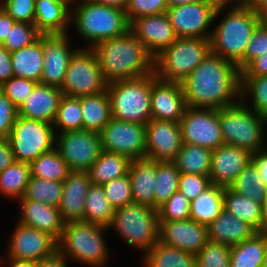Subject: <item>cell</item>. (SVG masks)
Masks as SVG:
<instances>
[{
	"mask_svg": "<svg viewBox=\"0 0 267 267\" xmlns=\"http://www.w3.org/2000/svg\"><path fill=\"white\" fill-rule=\"evenodd\" d=\"M224 209L234 217L251 225L260 232L262 205L254 200L238 194L229 187L224 188Z\"/></svg>",
	"mask_w": 267,
	"mask_h": 267,
	"instance_id": "e575fe53",
	"label": "cell"
},
{
	"mask_svg": "<svg viewBox=\"0 0 267 267\" xmlns=\"http://www.w3.org/2000/svg\"><path fill=\"white\" fill-rule=\"evenodd\" d=\"M179 175L180 171L172 161L156 162L154 209L178 191Z\"/></svg>",
	"mask_w": 267,
	"mask_h": 267,
	"instance_id": "ab89813d",
	"label": "cell"
},
{
	"mask_svg": "<svg viewBox=\"0 0 267 267\" xmlns=\"http://www.w3.org/2000/svg\"><path fill=\"white\" fill-rule=\"evenodd\" d=\"M131 160L115 152L101 151L88 173L92 184L104 185L107 182L128 174Z\"/></svg>",
	"mask_w": 267,
	"mask_h": 267,
	"instance_id": "d6a6232c",
	"label": "cell"
},
{
	"mask_svg": "<svg viewBox=\"0 0 267 267\" xmlns=\"http://www.w3.org/2000/svg\"><path fill=\"white\" fill-rule=\"evenodd\" d=\"M260 232L267 234V195L262 204V219L260 224Z\"/></svg>",
	"mask_w": 267,
	"mask_h": 267,
	"instance_id": "003e7915",
	"label": "cell"
},
{
	"mask_svg": "<svg viewBox=\"0 0 267 267\" xmlns=\"http://www.w3.org/2000/svg\"><path fill=\"white\" fill-rule=\"evenodd\" d=\"M2 8V0H0V9Z\"/></svg>",
	"mask_w": 267,
	"mask_h": 267,
	"instance_id": "34e18365",
	"label": "cell"
},
{
	"mask_svg": "<svg viewBox=\"0 0 267 267\" xmlns=\"http://www.w3.org/2000/svg\"><path fill=\"white\" fill-rule=\"evenodd\" d=\"M30 165L15 161L0 173V193L8 198L21 199L30 180Z\"/></svg>",
	"mask_w": 267,
	"mask_h": 267,
	"instance_id": "74e56055",
	"label": "cell"
},
{
	"mask_svg": "<svg viewBox=\"0 0 267 267\" xmlns=\"http://www.w3.org/2000/svg\"><path fill=\"white\" fill-rule=\"evenodd\" d=\"M133 203L154 208L156 161L145 159L132 160L128 171Z\"/></svg>",
	"mask_w": 267,
	"mask_h": 267,
	"instance_id": "83f0119b",
	"label": "cell"
},
{
	"mask_svg": "<svg viewBox=\"0 0 267 267\" xmlns=\"http://www.w3.org/2000/svg\"><path fill=\"white\" fill-rule=\"evenodd\" d=\"M16 21L9 16L3 8L0 9V44H3L6 37L12 30Z\"/></svg>",
	"mask_w": 267,
	"mask_h": 267,
	"instance_id": "6125c7cd",
	"label": "cell"
},
{
	"mask_svg": "<svg viewBox=\"0 0 267 267\" xmlns=\"http://www.w3.org/2000/svg\"><path fill=\"white\" fill-rule=\"evenodd\" d=\"M195 256L197 267H230L231 246L208 241Z\"/></svg>",
	"mask_w": 267,
	"mask_h": 267,
	"instance_id": "f6af8a7d",
	"label": "cell"
},
{
	"mask_svg": "<svg viewBox=\"0 0 267 267\" xmlns=\"http://www.w3.org/2000/svg\"><path fill=\"white\" fill-rule=\"evenodd\" d=\"M251 97V110L259 114L267 111V75L260 77H241V100ZM253 99V100H252Z\"/></svg>",
	"mask_w": 267,
	"mask_h": 267,
	"instance_id": "ee69618b",
	"label": "cell"
},
{
	"mask_svg": "<svg viewBox=\"0 0 267 267\" xmlns=\"http://www.w3.org/2000/svg\"><path fill=\"white\" fill-rule=\"evenodd\" d=\"M206 1L212 2L217 7L218 6H227V4L231 5L232 3H233V5L240 3L238 0H206Z\"/></svg>",
	"mask_w": 267,
	"mask_h": 267,
	"instance_id": "2644e50d",
	"label": "cell"
},
{
	"mask_svg": "<svg viewBox=\"0 0 267 267\" xmlns=\"http://www.w3.org/2000/svg\"><path fill=\"white\" fill-rule=\"evenodd\" d=\"M146 158L156 162L173 161L182 145L179 122L150 119L146 124Z\"/></svg>",
	"mask_w": 267,
	"mask_h": 267,
	"instance_id": "2e32d148",
	"label": "cell"
},
{
	"mask_svg": "<svg viewBox=\"0 0 267 267\" xmlns=\"http://www.w3.org/2000/svg\"><path fill=\"white\" fill-rule=\"evenodd\" d=\"M168 8L167 0H130L125 11L130 23L141 16L164 13Z\"/></svg>",
	"mask_w": 267,
	"mask_h": 267,
	"instance_id": "f907efd6",
	"label": "cell"
},
{
	"mask_svg": "<svg viewBox=\"0 0 267 267\" xmlns=\"http://www.w3.org/2000/svg\"><path fill=\"white\" fill-rule=\"evenodd\" d=\"M98 58L92 48H78L71 56L64 82L60 87L64 96L82 97L107 91Z\"/></svg>",
	"mask_w": 267,
	"mask_h": 267,
	"instance_id": "8fae6325",
	"label": "cell"
},
{
	"mask_svg": "<svg viewBox=\"0 0 267 267\" xmlns=\"http://www.w3.org/2000/svg\"><path fill=\"white\" fill-rule=\"evenodd\" d=\"M19 202L21 217L18 222L48 233L58 242L65 226L58 207L30 199H19Z\"/></svg>",
	"mask_w": 267,
	"mask_h": 267,
	"instance_id": "d4e9b609",
	"label": "cell"
},
{
	"mask_svg": "<svg viewBox=\"0 0 267 267\" xmlns=\"http://www.w3.org/2000/svg\"><path fill=\"white\" fill-rule=\"evenodd\" d=\"M68 34H42L44 66L41 83L60 88L64 82L71 56ZM68 38V39H67ZM72 49V50H71Z\"/></svg>",
	"mask_w": 267,
	"mask_h": 267,
	"instance_id": "ac0fdd59",
	"label": "cell"
},
{
	"mask_svg": "<svg viewBox=\"0 0 267 267\" xmlns=\"http://www.w3.org/2000/svg\"><path fill=\"white\" fill-rule=\"evenodd\" d=\"M91 184L87 171H70L63 181V193L58 209L65 224L84 221L85 199Z\"/></svg>",
	"mask_w": 267,
	"mask_h": 267,
	"instance_id": "603a6c76",
	"label": "cell"
},
{
	"mask_svg": "<svg viewBox=\"0 0 267 267\" xmlns=\"http://www.w3.org/2000/svg\"><path fill=\"white\" fill-rule=\"evenodd\" d=\"M199 1L201 0H167V3L169 7H175V6L190 4V3L199 2Z\"/></svg>",
	"mask_w": 267,
	"mask_h": 267,
	"instance_id": "a7ac6f4b",
	"label": "cell"
},
{
	"mask_svg": "<svg viewBox=\"0 0 267 267\" xmlns=\"http://www.w3.org/2000/svg\"><path fill=\"white\" fill-rule=\"evenodd\" d=\"M211 185L209 176L180 173L178 190L184 194L189 201L194 200L208 186Z\"/></svg>",
	"mask_w": 267,
	"mask_h": 267,
	"instance_id": "f5cc1de1",
	"label": "cell"
},
{
	"mask_svg": "<svg viewBox=\"0 0 267 267\" xmlns=\"http://www.w3.org/2000/svg\"><path fill=\"white\" fill-rule=\"evenodd\" d=\"M185 109L181 84L161 80L151 73V119L180 122Z\"/></svg>",
	"mask_w": 267,
	"mask_h": 267,
	"instance_id": "d6986e66",
	"label": "cell"
},
{
	"mask_svg": "<svg viewBox=\"0 0 267 267\" xmlns=\"http://www.w3.org/2000/svg\"><path fill=\"white\" fill-rule=\"evenodd\" d=\"M212 150L183 143L176 158L172 161L180 173L209 176Z\"/></svg>",
	"mask_w": 267,
	"mask_h": 267,
	"instance_id": "d590c367",
	"label": "cell"
},
{
	"mask_svg": "<svg viewBox=\"0 0 267 267\" xmlns=\"http://www.w3.org/2000/svg\"><path fill=\"white\" fill-rule=\"evenodd\" d=\"M158 241L196 255L209 241L207 226L192 219L159 221Z\"/></svg>",
	"mask_w": 267,
	"mask_h": 267,
	"instance_id": "ffe728a7",
	"label": "cell"
},
{
	"mask_svg": "<svg viewBox=\"0 0 267 267\" xmlns=\"http://www.w3.org/2000/svg\"><path fill=\"white\" fill-rule=\"evenodd\" d=\"M62 191L63 182L31 176L21 199L35 200L49 206L59 207Z\"/></svg>",
	"mask_w": 267,
	"mask_h": 267,
	"instance_id": "b9f144b4",
	"label": "cell"
},
{
	"mask_svg": "<svg viewBox=\"0 0 267 267\" xmlns=\"http://www.w3.org/2000/svg\"><path fill=\"white\" fill-rule=\"evenodd\" d=\"M63 93L60 88L37 83L18 108V116L53 124Z\"/></svg>",
	"mask_w": 267,
	"mask_h": 267,
	"instance_id": "cb8c5ba5",
	"label": "cell"
},
{
	"mask_svg": "<svg viewBox=\"0 0 267 267\" xmlns=\"http://www.w3.org/2000/svg\"><path fill=\"white\" fill-rule=\"evenodd\" d=\"M92 1L125 11L130 0H92Z\"/></svg>",
	"mask_w": 267,
	"mask_h": 267,
	"instance_id": "be15d7a7",
	"label": "cell"
},
{
	"mask_svg": "<svg viewBox=\"0 0 267 267\" xmlns=\"http://www.w3.org/2000/svg\"><path fill=\"white\" fill-rule=\"evenodd\" d=\"M36 84L34 81L13 76L0 87V90L19 108Z\"/></svg>",
	"mask_w": 267,
	"mask_h": 267,
	"instance_id": "681fc988",
	"label": "cell"
},
{
	"mask_svg": "<svg viewBox=\"0 0 267 267\" xmlns=\"http://www.w3.org/2000/svg\"><path fill=\"white\" fill-rule=\"evenodd\" d=\"M7 262H9V267H35V262L23 259H16L7 257Z\"/></svg>",
	"mask_w": 267,
	"mask_h": 267,
	"instance_id": "e7e4bbea",
	"label": "cell"
},
{
	"mask_svg": "<svg viewBox=\"0 0 267 267\" xmlns=\"http://www.w3.org/2000/svg\"><path fill=\"white\" fill-rule=\"evenodd\" d=\"M183 143L214 151L224 145L219 109L186 107L180 122Z\"/></svg>",
	"mask_w": 267,
	"mask_h": 267,
	"instance_id": "5bb4252c",
	"label": "cell"
},
{
	"mask_svg": "<svg viewBox=\"0 0 267 267\" xmlns=\"http://www.w3.org/2000/svg\"><path fill=\"white\" fill-rule=\"evenodd\" d=\"M142 263L144 267H197L194 254L159 241L144 254Z\"/></svg>",
	"mask_w": 267,
	"mask_h": 267,
	"instance_id": "836d02e7",
	"label": "cell"
},
{
	"mask_svg": "<svg viewBox=\"0 0 267 267\" xmlns=\"http://www.w3.org/2000/svg\"><path fill=\"white\" fill-rule=\"evenodd\" d=\"M224 187L211 184L190 202V219L208 226L224 209Z\"/></svg>",
	"mask_w": 267,
	"mask_h": 267,
	"instance_id": "f546056e",
	"label": "cell"
},
{
	"mask_svg": "<svg viewBox=\"0 0 267 267\" xmlns=\"http://www.w3.org/2000/svg\"><path fill=\"white\" fill-rule=\"evenodd\" d=\"M231 6L226 17L212 28L211 52L237 65L242 71L246 47L260 24L259 15L243 2Z\"/></svg>",
	"mask_w": 267,
	"mask_h": 267,
	"instance_id": "3957f363",
	"label": "cell"
},
{
	"mask_svg": "<svg viewBox=\"0 0 267 267\" xmlns=\"http://www.w3.org/2000/svg\"><path fill=\"white\" fill-rule=\"evenodd\" d=\"M190 202L179 190L157 208L159 221L190 219Z\"/></svg>",
	"mask_w": 267,
	"mask_h": 267,
	"instance_id": "bcb514c9",
	"label": "cell"
},
{
	"mask_svg": "<svg viewBox=\"0 0 267 267\" xmlns=\"http://www.w3.org/2000/svg\"><path fill=\"white\" fill-rule=\"evenodd\" d=\"M104 194L114 209L133 203L129 174L102 185Z\"/></svg>",
	"mask_w": 267,
	"mask_h": 267,
	"instance_id": "7dc6e473",
	"label": "cell"
},
{
	"mask_svg": "<svg viewBox=\"0 0 267 267\" xmlns=\"http://www.w3.org/2000/svg\"><path fill=\"white\" fill-rule=\"evenodd\" d=\"M40 35L34 24L16 22L2 45L9 52H13L30 45Z\"/></svg>",
	"mask_w": 267,
	"mask_h": 267,
	"instance_id": "c3c4849f",
	"label": "cell"
},
{
	"mask_svg": "<svg viewBox=\"0 0 267 267\" xmlns=\"http://www.w3.org/2000/svg\"><path fill=\"white\" fill-rule=\"evenodd\" d=\"M226 6H216L212 2L201 0L190 4L169 7L166 14L173 26L177 38L210 39L211 24Z\"/></svg>",
	"mask_w": 267,
	"mask_h": 267,
	"instance_id": "7c38bea8",
	"label": "cell"
},
{
	"mask_svg": "<svg viewBox=\"0 0 267 267\" xmlns=\"http://www.w3.org/2000/svg\"><path fill=\"white\" fill-rule=\"evenodd\" d=\"M243 3L257 13L267 6V0H245Z\"/></svg>",
	"mask_w": 267,
	"mask_h": 267,
	"instance_id": "03108f58",
	"label": "cell"
},
{
	"mask_svg": "<svg viewBox=\"0 0 267 267\" xmlns=\"http://www.w3.org/2000/svg\"><path fill=\"white\" fill-rule=\"evenodd\" d=\"M16 161L10 143L0 138V173Z\"/></svg>",
	"mask_w": 267,
	"mask_h": 267,
	"instance_id": "91938a15",
	"label": "cell"
},
{
	"mask_svg": "<svg viewBox=\"0 0 267 267\" xmlns=\"http://www.w3.org/2000/svg\"><path fill=\"white\" fill-rule=\"evenodd\" d=\"M265 75H267V51L251 61L241 71V77H260Z\"/></svg>",
	"mask_w": 267,
	"mask_h": 267,
	"instance_id": "9f6ffc18",
	"label": "cell"
},
{
	"mask_svg": "<svg viewBox=\"0 0 267 267\" xmlns=\"http://www.w3.org/2000/svg\"><path fill=\"white\" fill-rule=\"evenodd\" d=\"M107 228L116 230L129 246L137 247L144 255L158 242V213L150 206L131 203L114 210Z\"/></svg>",
	"mask_w": 267,
	"mask_h": 267,
	"instance_id": "9c48e42d",
	"label": "cell"
},
{
	"mask_svg": "<svg viewBox=\"0 0 267 267\" xmlns=\"http://www.w3.org/2000/svg\"><path fill=\"white\" fill-rule=\"evenodd\" d=\"M259 23L267 29V6L258 12Z\"/></svg>",
	"mask_w": 267,
	"mask_h": 267,
	"instance_id": "89a4df30",
	"label": "cell"
},
{
	"mask_svg": "<svg viewBox=\"0 0 267 267\" xmlns=\"http://www.w3.org/2000/svg\"><path fill=\"white\" fill-rule=\"evenodd\" d=\"M252 163L257 168L267 188V147L252 154Z\"/></svg>",
	"mask_w": 267,
	"mask_h": 267,
	"instance_id": "94428289",
	"label": "cell"
},
{
	"mask_svg": "<svg viewBox=\"0 0 267 267\" xmlns=\"http://www.w3.org/2000/svg\"><path fill=\"white\" fill-rule=\"evenodd\" d=\"M146 125L111 119L100 132L103 150L132 160L146 158Z\"/></svg>",
	"mask_w": 267,
	"mask_h": 267,
	"instance_id": "9a60e30c",
	"label": "cell"
},
{
	"mask_svg": "<svg viewBox=\"0 0 267 267\" xmlns=\"http://www.w3.org/2000/svg\"><path fill=\"white\" fill-rule=\"evenodd\" d=\"M267 262V234L257 232L231 246L230 267H263Z\"/></svg>",
	"mask_w": 267,
	"mask_h": 267,
	"instance_id": "4dcf8cb0",
	"label": "cell"
},
{
	"mask_svg": "<svg viewBox=\"0 0 267 267\" xmlns=\"http://www.w3.org/2000/svg\"><path fill=\"white\" fill-rule=\"evenodd\" d=\"M35 0H2V8L16 22L34 24Z\"/></svg>",
	"mask_w": 267,
	"mask_h": 267,
	"instance_id": "816d5d0a",
	"label": "cell"
},
{
	"mask_svg": "<svg viewBox=\"0 0 267 267\" xmlns=\"http://www.w3.org/2000/svg\"><path fill=\"white\" fill-rule=\"evenodd\" d=\"M53 124L18 116L7 138L16 161L33 162L56 144Z\"/></svg>",
	"mask_w": 267,
	"mask_h": 267,
	"instance_id": "30bf717a",
	"label": "cell"
},
{
	"mask_svg": "<svg viewBox=\"0 0 267 267\" xmlns=\"http://www.w3.org/2000/svg\"><path fill=\"white\" fill-rule=\"evenodd\" d=\"M74 2L37 0L34 25L41 34H65L71 24V8ZM70 8V9H69Z\"/></svg>",
	"mask_w": 267,
	"mask_h": 267,
	"instance_id": "484cf974",
	"label": "cell"
},
{
	"mask_svg": "<svg viewBox=\"0 0 267 267\" xmlns=\"http://www.w3.org/2000/svg\"><path fill=\"white\" fill-rule=\"evenodd\" d=\"M66 257L57 249L51 255L35 262V267H68Z\"/></svg>",
	"mask_w": 267,
	"mask_h": 267,
	"instance_id": "680465c9",
	"label": "cell"
},
{
	"mask_svg": "<svg viewBox=\"0 0 267 267\" xmlns=\"http://www.w3.org/2000/svg\"><path fill=\"white\" fill-rule=\"evenodd\" d=\"M252 163V153L237 146L224 144L212 153L209 178L211 184L229 187L241 171Z\"/></svg>",
	"mask_w": 267,
	"mask_h": 267,
	"instance_id": "7402d4cb",
	"label": "cell"
},
{
	"mask_svg": "<svg viewBox=\"0 0 267 267\" xmlns=\"http://www.w3.org/2000/svg\"><path fill=\"white\" fill-rule=\"evenodd\" d=\"M71 12V23L76 32L89 42L86 48H92L97 43L116 38L129 31L130 23L126 11L96 3L92 0H82Z\"/></svg>",
	"mask_w": 267,
	"mask_h": 267,
	"instance_id": "277c9868",
	"label": "cell"
},
{
	"mask_svg": "<svg viewBox=\"0 0 267 267\" xmlns=\"http://www.w3.org/2000/svg\"><path fill=\"white\" fill-rule=\"evenodd\" d=\"M29 165L31 176L52 181L63 182L71 171L56 148L41 154Z\"/></svg>",
	"mask_w": 267,
	"mask_h": 267,
	"instance_id": "f35d334b",
	"label": "cell"
},
{
	"mask_svg": "<svg viewBox=\"0 0 267 267\" xmlns=\"http://www.w3.org/2000/svg\"><path fill=\"white\" fill-rule=\"evenodd\" d=\"M37 1V0H35ZM54 1H57V2H75L77 0H54Z\"/></svg>",
	"mask_w": 267,
	"mask_h": 267,
	"instance_id": "753ad0ef",
	"label": "cell"
},
{
	"mask_svg": "<svg viewBox=\"0 0 267 267\" xmlns=\"http://www.w3.org/2000/svg\"><path fill=\"white\" fill-rule=\"evenodd\" d=\"M53 126L55 132L57 130L64 132L83 129L82 109L79 98L63 95Z\"/></svg>",
	"mask_w": 267,
	"mask_h": 267,
	"instance_id": "7bdbcfd3",
	"label": "cell"
},
{
	"mask_svg": "<svg viewBox=\"0 0 267 267\" xmlns=\"http://www.w3.org/2000/svg\"><path fill=\"white\" fill-rule=\"evenodd\" d=\"M114 210L102 186L91 184L85 199L84 221L108 227Z\"/></svg>",
	"mask_w": 267,
	"mask_h": 267,
	"instance_id": "8d00e7d4",
	"label": "cell"
},
{
	"mask_svg": "<svg viewBox=\"0 0 267 267\" xmlns=\"http://www.w3.org/2000/svg\"><path fill=\"white\" fill-rule=\"evenodd\" d=\"M11 63L15 77L41 83L44 66L42 34L30 45L11 52Z\"/></svg>",
	"mask_w": 267,
	"mask_h": 267,
	"instance_id": "f1b7e54d",
	"label": "cell"
},
{
	"mask_svg": "<svg viewBox=\"0 0 267 267\" xmlns=\"http://www.w3.org/2000/svg\"><path fill=\"white\" fill-rule=\"evenodd\" d=\"M210 52V39L177 38L155 57L154 73L161 80L181 83Z\"/></svg>",
	"mask_w": 267,
	"mask_h": 267,
	"instance_id": "52a82bcc",
	"label": "cell"
},
{
	"mask_svg": "<svg viewBox=\"0 0 267 267\" xmlns=\"http://www.w3.org/2000/svg\"><path fill=\"white\" fill-rule=\"evenodd\" d=\"M78 98L82 109L83 129L100 133L112 119L107 91Z\"/></svg>",
	"mask_w": 267,
	"mask_h": 267,
	"instance_id": "1f68e13d",
	"label": "cell"
},
{
	"mask_svg": "<svg viewBox=\"0 0 267 267\" xmlns=\"http://www.w3.org/2000/svg\"><path fill=\"white\" fill-rule=\"evenodd\" d=\"M107 229L85 221L66 223L57 242V249L66 258L70 257L88 266H104L109 251L102 232Z\"/></svg>",
	"mask_w": 267,
	"mask_h": 267,
	"instance_id": "ba28073f",
	"label": "cell"
},
{
	"mask_svg": "<svg viewBox=\"0 0 267 267\" xmlns=\"http://www.w3.org/2000/svg\"><path fill=\"white\" fill-rule=\"evenodd\" d=\"M262 115H263L264 125L266 124V126H267V111L264 114H262Z\"/></svg>",
	"mask_w": 267,
	"mask_h": 267,
	"instance_id": "8c879c8a",
	"label": "cell"
},
{
	"mask_svg": "<svg viewBox=\"0 0 267 267\" xmlns=\"http://www.w3.org/2000/svg\"><path fill=\"white\" fill-rule=\"evenodd\" d=\"M229 188L261 205L267 195V188L253 163L241 171Z\"/></svg>",
	"mask_w": 267,
	"mask_h": 267,
	"instance_id": "60d3db41",
	"label": "cell"
},
{
	"mask_svg": "<svg viewBox=\"0 0 267 267\" xmlns=\"http://www.w3.org/2000/svg\"><path fill=\"white\" fill-rule=\"evenodd\" d=\"M9 243L8 257L33 262L51 255L58 246L57 241L48 233L20 222L12 232Z\"/></svg>",
	"mask_w": 267,
	"mask_h": 267,
	"instance_id": "e0dca14e",
	"label": "cell"
},
{
	"mask_svg": "<svg viewBox=\"0 0 267 267\" xmlns=\"http://www.w3.org/2000/svg\"><path fill=\"white\" fill-rule=\"evenodd\" d=\"M13 76L11 52L0 44V87Z\"/></svg>",
	"mask_w": 267,
	"mask_h": 267,
	"instance_id": "6f0895ef",
	"label": "cell"
},
{
	"mask_svg": "<svg viewBox=\"0 0 267 267\" xmlns=\"http://www.w3.org/2000/svg\"><path fill=\"white\" fill-rule=\"evenodd\" d=\"M55 148L71 171H89L102 151L100 133L84 129L59 132Z\"/></svg>",
	"mask_w": 267,
	"mask_h": 267,
	"instance_id": "4fadbf2b",
	"label": "cell"
},
{
	"mask_svg": "<svg viewBox=\"0 0 267 267\" xmlns=\"http://www.w3.org/2000/svg\"><path fill=\"white\" fill-rule=\"evenodd\" d=\"M245 103V100H240L234 105L219 109V120L224 143L253 154L267 147L264 138L266 126L263 115L251 110Z\"/></svg>",
	"mask_w": 267,
	"mask_h": 267,
	"instance_id": "5b68a950",
	"label": "cell"
},
{
	"mask_svg": "<svg viewBox=\"0 0 267 267\" xmlns=\"http://www.w3.org/2000/svg\"><path fill=\"white\" fill-rule=\"evenodd\" d=\"M186 107L222 109L241 100V71L212 52L180 83Z\"/></svg>",
	"mask_w": 267,
	"mask_h": 267,
	"instance_id": "6da1fadb",
	"label": "cell"
},
{
	"mask_svg": "<svg viewBox=\"0 0 267 267\" xmlns=\"http://www.w3.org/2000/svg\"><path fill=\"white\" fill-rule=\"evenodd\" d=\"M112 118L146 125L151 119V74L107 86Z\"/></svg>",
	"mask_w": 267,
	"mask_h": 267,
	"instance_id": "8992f818",
	"label": "cell"
},
{
	"mask_svg": "<svg viewBox=\"0 0 267 267\" xmlns=\"http://www.w3.org/2000/svg\"><path fill=\"white\" fill-rule=\"evenodd\" d=\"M92 49L108 84L154 73V56L130 31L101 41Z\"/></svg>",
	"mask_w": 267,
	"mask_h": 267,
	"instance_id": "7a4b0ae2",
	"label": "cell"
},
{
	"mask_svg": "<svg viewBox=\"0 0 267 267\" xmlns=\"http://www.w3.org/2000/svg\"><path fill=\"white\" fill-rule=\"evenodd\" d=\"M129 31L142 42L154 58L177 39L166 12L133 19Z\"/></svg>",
	"mask_w": 267,
	"mask_h": 267,
	"instance_id": "44dd1931",
	"label": "cell"
},
{
	"mask_svg": "<svg viewBox=\"0 0 267 267\" xmlns=\"http://www.w3.org/2000/svg\"><path fill=\"white\" fill-rule=\"evenodd\" d=\"M207 232L209 241L229 246L240 244L257 233L251 225L229 214L225 209L207 226Z\"/></svg>",
	"mask_w": 267,
	"mask_h": 267,
	"instance_id": "4316f807",
	"label": "cell"
},
{
	"mask_svg": "<svg viewBox=\"0 0 267 267\" xmlns=\"http://www.w3.org/2000/svg\"><path fill=\"white\" fill-rule=\"evenodd\" d=\"M267 51V29L259 24L253 32L243 57V69L255 58Z\"/></svg>",
	"mask_w": 267,
	"mask_h": 267,
	"instance_id": "11a10c76",
	"label": "cell"
},
{
	"mask_svg": "<svg viewBox=\"0 0 267 267\" xmlns=\"http://www.w3.org/2000/svg\"><path fill=\"white\" fill-rule=\"evenodd\" d=\"M17 117L18 108L0 90V138H8Z\"/></svg>",
	"mask_w": 267,
	"mask_h": 267,
	"instance_id": "db71d44e",
	"label": "cell"
}]
</instances>
